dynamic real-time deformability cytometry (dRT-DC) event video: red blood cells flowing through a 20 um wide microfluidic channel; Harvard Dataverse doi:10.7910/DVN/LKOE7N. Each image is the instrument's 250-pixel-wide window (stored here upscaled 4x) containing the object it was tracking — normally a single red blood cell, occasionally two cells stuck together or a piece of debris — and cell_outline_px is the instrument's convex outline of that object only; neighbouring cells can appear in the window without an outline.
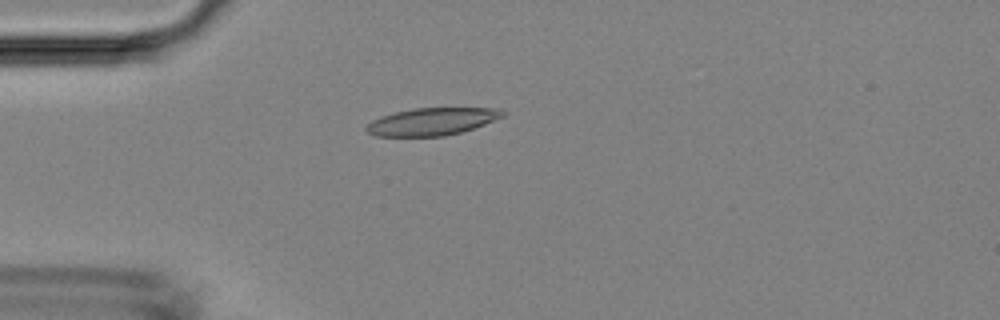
{"species": "Egyptian fruit bat (a non-hibernating species)", "species_latin": "Rousettus aegyptiacus", "temperature_condition": "room temperature", "stored_images_in_passage": 5, "camera_frame_rate_fps": 3000, "um_per_image_px": 0.085, "animal": {"sex": "female"}, "frame": {"image": 1, "passage_image": 4, "time_ms": 3.667, "image_size_px": [1000, 320], "cell_outline_px": [[504, 116], [484, 124], [460, 132], [444, 136], [376, 136], [368, 132], [364, 128], [372, 120], [380, 116], [412, 108], [500, 108], [504, 112]], "centroid_in_image_um": [36.69, 10.33], "position_along_channel_um": 48.3, "area_um2": 21.62}}